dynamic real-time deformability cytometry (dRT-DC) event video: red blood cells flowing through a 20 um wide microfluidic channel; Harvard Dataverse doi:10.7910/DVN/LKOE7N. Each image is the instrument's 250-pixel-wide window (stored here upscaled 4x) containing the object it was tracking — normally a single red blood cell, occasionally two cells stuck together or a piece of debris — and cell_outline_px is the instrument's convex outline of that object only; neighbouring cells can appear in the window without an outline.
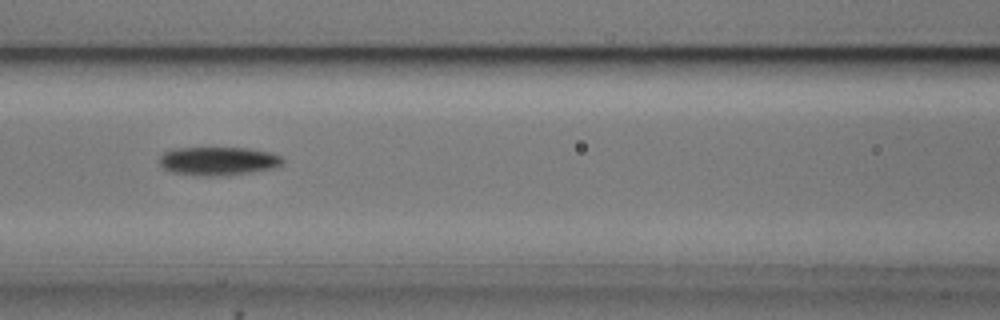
{"species": "common noctule bat (a hibernating species)", "species_latin": "Nyctalus noctula", "temperature_condition": "cold", "stored_images_in_passage": 8, "camera_frame_rate_fps": 3000, "um_per_image_px": 0.085, "animal": {"sex": "male", "body_mass_g": 20.5, "forearm_length_mm": 52.5}, "frame": {"image": 1, "passage_image": 4, "time_ms": 4.333, "image_size_px": [1000, 320], "cell_outline_px": [[284, 164], [276, 168], [228, 176], [204, 176], [172, 172], [164, 168], [160, 164], [160, 156], [164, 152], [172, 148], [248, 148], [272, 152], [280, 156], [284, 160]], "centroid_in_image_um": [18.6, 13.69], "position_along_channel_um": 148.0, "area_um2": 20.75}}
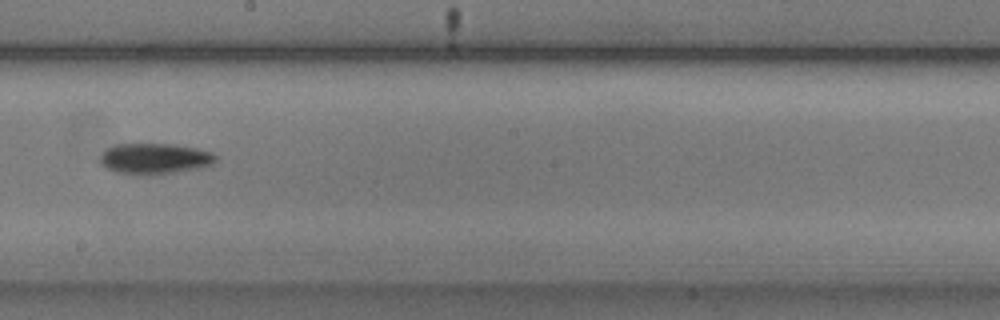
{"frame": {"image": 2, "passage_image": 6, "time_ms": 6.667, "image_size_px": [1000, 320], "cell_outline_px": [[216, 160], [212, 164], [200, 168], [172, 172], [116, 172], [100, 164], [100, 156], [108, 148], [116, 144], [172, 144], [196, 148], [212, 152], [216, 156]], "centroid_in_image_um": [13.18, 13.44], "position_along_channel_um": 235.0, "area_um2": 19.88}}
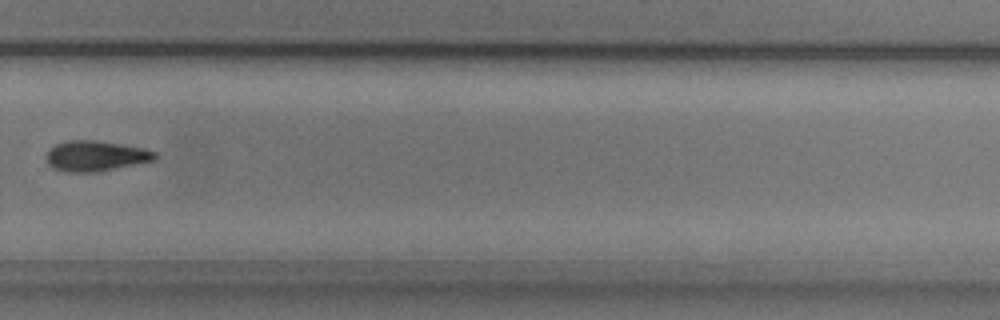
{"frame": {"image": 3, "passage_image": 8, "time_ms": 9.0, "image_size_px": [1000, 320], "cell_outline_px": [[160, 156], [156, 160], [96, 172], [64, 172], [52, 168], [48, 164], [48, 152], [56, 144], [68, 140], [96, 140], [144, 148], [156, 152]], "centroid_in_image_um": [8.17, 13.26], "position_along_channel_um": 321.6, "area_um2": 19.25}}